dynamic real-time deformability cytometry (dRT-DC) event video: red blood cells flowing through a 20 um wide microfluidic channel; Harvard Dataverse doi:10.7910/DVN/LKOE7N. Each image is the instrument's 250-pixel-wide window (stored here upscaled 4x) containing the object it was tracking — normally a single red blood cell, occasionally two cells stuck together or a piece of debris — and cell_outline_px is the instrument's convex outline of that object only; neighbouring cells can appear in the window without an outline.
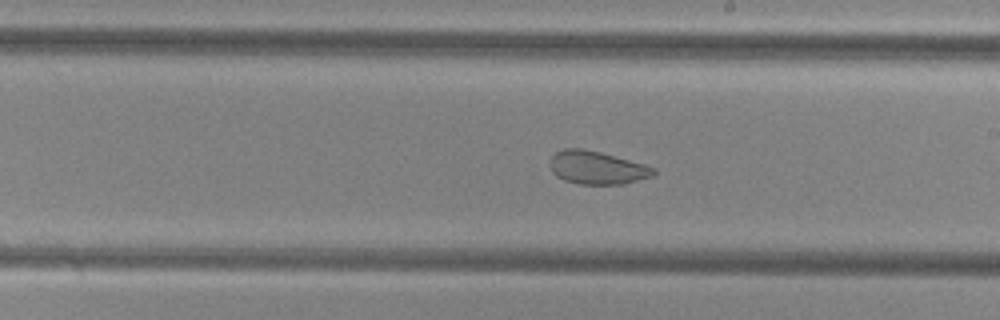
{"species": "common noctule bat (a hibernating species)", "species_latin": "Nyctalus noctula", "temperature_condition": "cold", "stored_images_in_passage": 54, "camera_frame_rate_fps": 3000, "um_per_image_px": 0.085, "animal": {"sex": "female", "body_mass_g": 29.2, "forearm_length_mm": 56.3}, "frame": {"image": 1, "passage_image": 31, "time_ms": 10.0, "image_size_px": [1000, 320], "cell_outline_px": [[656, 172], [652, 176], [624, 184], [580, 184], [564, 180], [556, 176], [552, 172], [548, 164], [552, 156], [556, 152], [564, 148], [580, 148], [600, 152], [644, 164], [656, 168]], "centroid_in_image_um": [50.72, 14.25], "position_along_channel_um": 238.3, "area_um2": 20.0}}
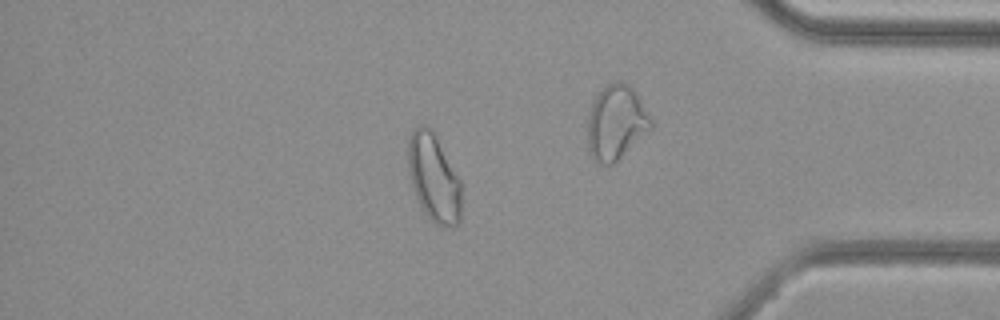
{"frame": {"image": 2, "passage_image": 46, "time_ms": 15.0, "image_size_px": [1000, 320], "cell_outline_px": [[460, 220], [452, 228], [440, 228], [424, 212], [416, 196], [412, 184], [408, 168], [408, 140], [412, 128], [420, 124], [428, 124], [460, 180]], "centroid_in_image_um": [36.85, 15.12], "position_along_channel_um": 398.3, "area_um2": 27.05}, "authors_computed_cell_mechanics": {"area_um2": 27.166, "velocity_mm_per_s": 3.8284, "shape_relaxation_time_tau1_ms": null, "shape_relaxation_time_tau2_ms": 1.4906, "deformation_change_tau1": null, "deformation_change_tau2": 0.066}}